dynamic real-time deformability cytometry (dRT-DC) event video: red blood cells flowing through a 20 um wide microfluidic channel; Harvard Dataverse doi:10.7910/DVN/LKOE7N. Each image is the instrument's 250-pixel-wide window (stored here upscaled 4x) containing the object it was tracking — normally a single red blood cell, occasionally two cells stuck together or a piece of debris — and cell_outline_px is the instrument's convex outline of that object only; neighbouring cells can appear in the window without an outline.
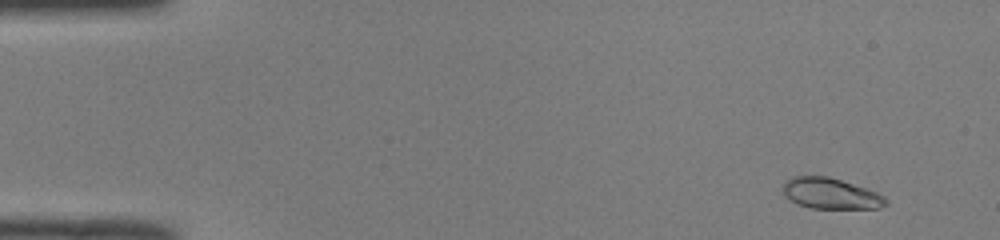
{"species": "common noctule bat (a hibernating species)", "species_latin": "Nyctalus noctula", "temperature_condition": "room temperature", "stored_images_in_passage": 13, "camera_frame_rate_fps": 3000, "um_per_image_px": 0.085, "animal": {"sex": "male", "body_mass_g": 19.0, "forearm_length_mm": 50.8}, "frame": {"image": 1, "passage_image": 4, "time_ms": 1.0, "image_size_px": [1000, 240], "cell_outline_px": [[888, 204], [880, 208], [808, 208], [796, 204], [784, 192], [784, 180], [792, 176], [828, 176], [876, 192], [884, 196], [888, 200]], "centroid_in_image_um": [70.61, 16.45], "position_along_channel_um": 14.4, "area_um2": 18.32}}